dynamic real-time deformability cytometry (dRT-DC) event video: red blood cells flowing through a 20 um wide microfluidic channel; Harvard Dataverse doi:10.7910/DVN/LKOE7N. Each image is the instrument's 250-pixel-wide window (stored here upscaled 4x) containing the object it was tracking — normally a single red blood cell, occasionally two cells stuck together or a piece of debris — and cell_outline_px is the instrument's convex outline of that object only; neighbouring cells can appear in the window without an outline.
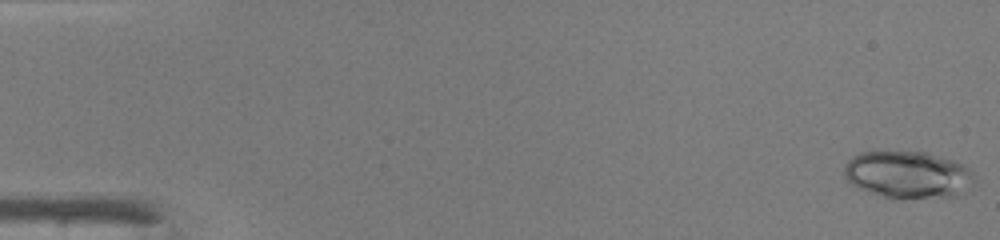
{"species": "common noctule bat (a hibernating species)", "species_latin": "Nyctalus noctula", "temperature_condition": "warm", "stored_images_in_passage": 48, "camera_frame_rate_fps": 3000, "um_per_image_px": 0.085, "animal": {"sex": "male", "body_mass_g": 19.0, "forearm_length_mm": 50.8}, "frame": {"image": 1, "passage_image": 1, "time_ms": 0.0, "image_size_px": [1000, 240], "cell_outline_px": [[976, 180], [952, 196], [900, 200], [888, 200], [860, 188], [852, 184], [844, 176], [844, 164], [852, 156], [860, 152], [924, 152], [952, 160], [968, 168], [972, 172]], "centroid_in_image_um": [77.09, 14.87], "position_along_channel_um": 7.9, "area_um2": 35.78}}
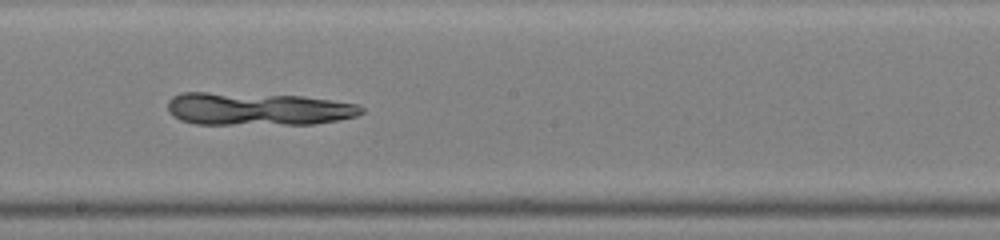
{"frame": {"image": 2, "passage_image": 27, "time_ms": 8.667, "image_size_px": [1000, 240], "cell_outline_px": [[364, 112], [356, 116], [336, 120], [312, 124], [196, 124], [180, 120], [172, 116], [168, 112], [168, 100], [172, 96], [180, 92], [208, 92], [304, 96], [356, 104], [364, 108]], "centroid_in_image_um": [21.85, 9.26], "position_along_channel_um": 226.3, "area_um2": 37.17}}
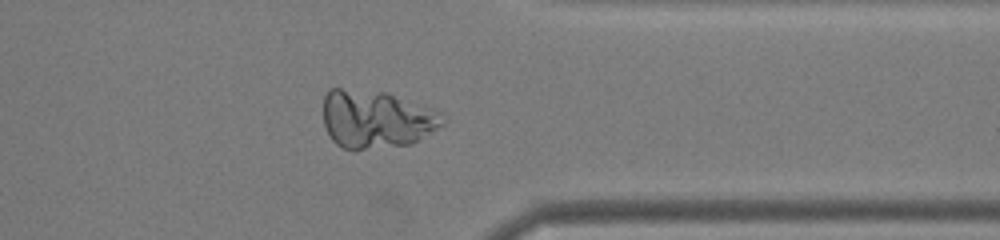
{"frame": {"image": 3, "passage_image": 38, "time_ms": 12.333, "image_size_px": [1000, 240], "cell_outline_px": [[448, 120], [444, 124], [412, 144], [364, 148], [344, 148], [336, 144], [332, 140], [324, 124], [324, 96], [328, 88], [340, 88], [384, 92], [444, 112]], "centroid_in_image_um": [32.02, 10.11], "position_along_channel_um": 379.4, "area_um2": 40.23}}